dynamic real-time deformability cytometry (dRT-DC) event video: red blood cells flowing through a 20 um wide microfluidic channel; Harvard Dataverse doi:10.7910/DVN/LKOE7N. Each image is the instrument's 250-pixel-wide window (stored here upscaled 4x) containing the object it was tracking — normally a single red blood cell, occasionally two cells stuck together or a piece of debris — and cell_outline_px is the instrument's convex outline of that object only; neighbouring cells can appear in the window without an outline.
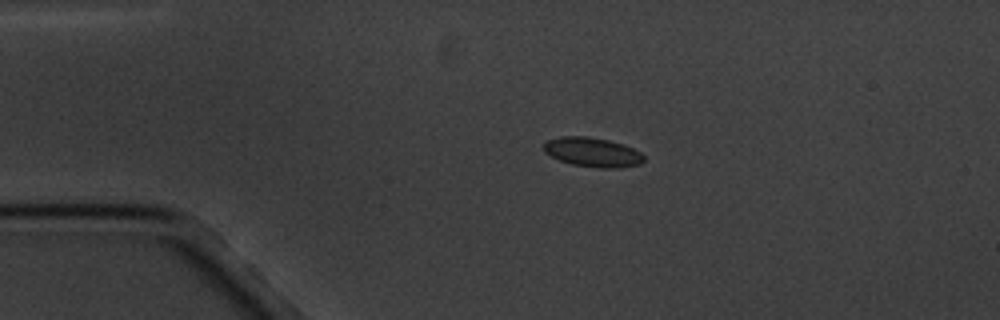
{"species": "common noctule bat (a hibernating species)", "species_latin": "Nyctalus noctula", "temperature_condition": "cold", "stored_images_in_passage": 5, "camera_frame_rate_fps": 3000, "um_per_image_px": 0.085, "animal": {"sex": "male", "body_mass_g": 20.1, "forearm_length_mm": 53.5}, "frame": {"image": 1, "passage_image": 3, "time_ms": 2.333, "image_size_px": [1000, 320], "cell_outline_px": [[644, 160], [640, 164], [616, 168], [596, 168], [572, 164], [560, 160], [544, 152], [544, 144], [548, 140], [560, 136], [588, 136], [608, 140], [624, 144], [640, 152], [644, 156]], "centroid_in_image_um": [50.37, 12.93], "position_along_channel_um": 34.6, "area_um2": 17.11}}
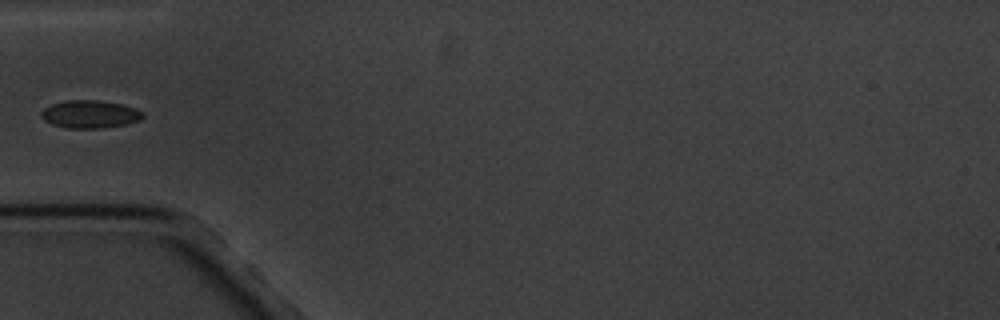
{"frame": {"image": 2, "passage_image": 5, "time_ms": 4.667, "image_size_px": [1000, 320], "cell_outline_px": [[144, 116], [140, 120], [124, 124], [104, 128], [64, 128], [52, 124], [44, 120], [40, 116], [40, 112], [44, 108], [52, 104], [64, 100], [96, 100], [120, 104], [136, 108], [144, 112]], "centroid_in_image_um": [7.62, 9.71], "position_along_channel_um": 77.4, "area_um2": 16.53}}